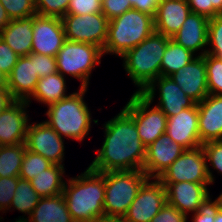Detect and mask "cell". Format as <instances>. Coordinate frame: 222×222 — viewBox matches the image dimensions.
<instances>
[{
	"mask_svg": "<svg viewBox=\"0 0 222 222\" xmlns=\"http://www.w3.org/2000/svg\"><path fill=\"white\" fill-rule=\"evenodd\" d=\"M105 140L89 167L97 172L142 170L146 147L138 135L133 118L122 109L105 122Z\"/></svg>",
	"mask_w": 222,
	"mask_h": 222,
	"instance_id": "obj_1",
	"label": "cell"
},
{
	"mask_svg": "<svg viewBox=\"0 0 222 222\" xmlns=\"http://www.w3.org/2000/svg\"><path fill=\"white\" fill-rule=\"evenodd\" d=\"M68 180L62 194L73 221L93 222L104 216L105 172L87 167L84 173Z\"/></svg>",
	"mask_w": 222,
	"mask_h": 222,
	"instance_id": "obj_2",
	"label": "cell"
},
{
	"mask_svg": "<svg viewBox=\"0 0 222 222\" xmlns=\"http://www.w3.org/2000/svg\"><path fill=\"white\" fill-rule=\"evenodd\" d=\"M169 37L153 32L148 38L126 51L123 67L141 93L153 80L161 76V62Z\"/></svg>",
	"mask_w": 222,
	"mask_h": 222,
	"instance_id": "obj_3",
	"label": "cell"
},
{
	"mask_svg": "<svg viewBox=\"0 0 222 222\" xmlns=\"http://www.w3.org/2000/svg\"><path fill=\"white\" fill-rule=\"evenodd\" d=\"M87 89L80 88L70 96L48 105L45 115L49 120L45 122L62 138L68 137L81 142L89 134L92 118L88 104L84 101Z\"/></svg>",
	"mask_w": 222,
	"mask_h": 222,
	"instance_id": "obj_4",
	"label": "cell"
},
{
	"mask_svg": "<svg viewBox=\"0 0 222 222\" xmlns=\"http://www.w3.org/2000/svg\"><path fill=\"white\" fill-rule=\"evenodd\" d=\"M154 31L153 16L136 9H130L109 20L103 54L110 53L121 57L126 51L148 38Z\"/></svg>",
	"mask_w": 222,
	"mask_h": 222,
	"instance_id": "obj_5",
	"label": "cell"
},
{
	"mask_svg": "<svg viewBox=\"0 0 222 222\" xmlns=\"http://www.w3.org/2000/svg\"><path fill=\"white\" fill-rule=\"evenodd\" d=\"M148 178L142 170L105 172L104 215L124 217Z\"/></svg>",
	"mask_w": 222,
	"mask_h": 222,
	"instance_id": "obj_6",
	"label": "cell"
},
{
	"mask_svg": "<svg viewBox=\"0 0 222 222\" xmlns=\"http://www.w3.org/2000/svg\"><path fill=\"white\" fill-rule=\"evenodd\" d=\"M103 50L93 44L65 40L55 56L57 72L63 77L69 74L81 81L80 88H87L92 69L101 64Z\"/></svg>",
	"mask_w": 222,
	"mask_h": 222,
	"instance_id": "obj_7",
	"label": "cell"
},
{
	"mask_svg": "<svg viewBox=\"0 0 222 222\" xmlns=\"http://www.w3.org/2000/svg\"><path fill=\"white\" fill-rule=\"evenodd\" d=\"M151 104L143 94L134 92L123 108L133 118L139 138L145 147L166 133L168 117L156 106L149 109Z\"/></svg>",
	"mask_w": 222,
	"mask_h": 222,
	"instance_id": "obj_8",
	"label": "cell"
},
{
	"mask_svg": "<svg viewBox=\"0 0 222 222\" xmlns=\"http://www.w3.org/2000/svg\"><path fill=\"white\" fill-rule=\"evenodd\" d=\"M162 183L192 182L213 183L202 146L186 149L159 177Z\"/></svg>",
	"mask_w": 222,
	"mask_h": 222,
	"instance_id": "obj_9",
	"label": "cell"
},
{
	"mask_svg": "<svg viewBox=\"0 0 222 222\" xmlns=\"http://www.w3.org/2000/svg\"><path fill=\"white\" fill-rule=\"evenodd\" d=\"M62 22L66 40L90 43L103 50L107 40L109 20L102 12L83 15L66 14Z\"/></svg>",
	"mask_w": 222,
	"mask_h": 222,
	"instance_id": "obj_10",
	"label": "cell"
},
{
	"mask_svg": "<svg viewBox=\"0 0 222 222\" xmlns=\"http://www.w3.org/2000/svg\"><path fill=\"white\" fill-rule=\"evenodd\" d=\"M148 178L139 189L136 198L129 206L123 219L126 222H150L166 204V189L163 183L155 178Z\"/></svg>",
	"mask_w": 222,
	"mask_h": 222,
	"instance_id": "obj_11",
	"label": "cell"
},
{
	"mask_svg": "<svg viewBox=\"0 0 222 222\" xmlns=\"http://www.w3.org/2000/svg\"><path fill=\"white\" fill-rule=\"evenodd\" d=\"M25 145L27 150L42 155L51 163L64 166V140L45 121L28 125Z\"/></svg>",
	"mask_w": 222,
	"mask_h": 222,
	"instance_id": "obj_12",
	"label": "cell"
},
{
	"mask_svg": "<svg viewBox=\"0 0 222 222\" xmlns=\"http://www.w3.org/2000/svg\"><path fill=\"white\" fill-rule=\"evenodd\" d=\"M159 89V103L155 105L167 117L175 116L186 108L193 107L196 102L188 97L181 87L170 76H160L153 80L142 92L151 103L154 100L156 88Z\"/></svg>",
	"mask_w": 222,
	"mask_h": 222,
	"instance_id": "obj_13",
	"label": "cell"
},
{
	"mask_svg": "<svg viewBox=\"0 0 222 222\" xmlns=\"http://www.w3.org/2000/svg\"><path fill=\"white\" fill-rule=\"evenodd\" d=\"M65 40L61 18L34 15L32 53L55 57Z\"/></svg>",
	"mask_w": 222,
	"mask_h": 222,
	"instance_id": "obj_14",
	"label": "cell"
},
{
	"mask_svg": "<svg viewBox=\"0 0 222 222\" xmlns=\"http://www.w3.org/2000/svg\"><path fill=\"white\" fill-rule=\"evenodd\" d=\"M185 150L165 133L146 147L143 171L149 179L158 178Z\"/></svg>",
	"mask_w": 222,
	"mask_h": 222,
	"instance_id": "obj_15",
	"label": "cell"
},
{
	"mask_svg": "<svg viewBox=\"0 0 222 222\" xmlns=\"http://www.w3.org/2000/svg\"><path fill=\"white\" fill-rule=\"evenodd\" d=\"M199 115L197 103L186 108L175 116L167 118L166 135L185 149L202 146L199 138Z\"/></svg>",
	"mask_w": 222,
	"mask_h": 222,
	"instance_id": "obj_16",
	"label": "cell"
},
{
	"mask_svg": "<svg viewBox=\"0 0 222 222\" xmlns=\"http://www.w3.org/2000/svg\"><path fill=\"white\" fill-rule=\"evenodd\" d=\"M39 80L35 73V53L19 56L16 65L8 75L7 89L12 98L30 104L31 96Z\"/></svg>",
	"mask_w": 222,
	"mask_h": 222,
	"instance_id": "obj_17",
	"label": "cell"
},
{
	"mask_svg": "<svg viewBox=\"0 0 222 222\" xmlns=\"http://www.w3.org/2000/svg\"><path fill=\"white\" fill-rule=\"evenodd\" d=\"M26 101L15 100L0 114V146L25 143L29 123Z\"/></svg>",
	"mask_w": 222,
	"mask_h": 222,
	"instance_id": "obj_18",
	"label": "cell"
},
{
	"mask_svg": "<svg viewBox=\"0 0 222 222\" xmlns=\"http://www.w3.org/2000/svg\"><path fill=\"white\" fill-rule=\"evenodd\" d=\"M211 183L176 182L163 183L166 189L167 203L181 213L197 212L202 202L208 197L207 185Z\"/></svg>",
	"mask_w": 222,
	"mask_h": 222,
	"instance_id": "obj_19",
	"label": "cell"
},
{
	"mask_svg": "<svg viewBox=\"0 0 222 222\" xmlns=\"http://www.w3.org/2000/svg\"><path fill=\"white\" fill-rule=\"evenodd\" d=\"M206 76L205 55H198L170 77L188 97L199 103L209 94Z\"/></svg>",
	"mask_w": 222,
	"mask_h": 222,
	"instance_id": "obj_20",
	"label": "cell"
},
{
	"mask_svg": "<svg viewBox=\"0 0 222 222\" xmlns=\"http://www.w3.org/2000/svg\"><path fill=\"white\" fill-rule=\"evenodd\" d=\"M197 107L201 144L222 140V95L208 94Z\"/></svg>",
	"mask_w": 222,
	"mask_h": 222,
	"instance_id": "obj_21",
	"label": "cell"
},
{
	"mask_svg": "<svg viewBox=\"0 0 222 222\" xmlns=\"http://www.w3.org/2000/svg\"><path fill=\"white\" fill-rule=\"evenodd\" d=\"M209 19L203 15L190 13L179 31L171 39L192 53L202 50L199 56L207 52Z\"/></svg>",
	"mask_w": 222,
	"mask_h": 222,
	"instance_id": "obj_22",
	"label": "cell"
},
{
	"mask_svg": "<svg viewBox=\"0 0 222 222\" xmlns=\"http://www.w3.org/2000/svg\"><path fill=\"white\" fill-rule=\"evenodd\" d=\"M190 13L187 0H165L159 3L154 17L155 32L171 38Z\"/></svg>",
	"mask_w": 222,
	"mask_h": 222,
	"instance_id": "obj_23",
	"label": "cell"
},
{
	"mask_svg": "<svg viewBox=\"0 0 222 222\" xmlns=\"http://www.w3.org/2000/svg\"><path fill=\"white\" fill-rule=\"evenodd\" d=\"M34 16L12 19L0 31V38L19 56H27L32 50Z\"/></svg>",
	"mask_w": 222,
	"mask_h": 222,
	"instance_id": "obj_24",
	"label": "cell"
},
{
	"mask_svg": "<svg viewBox=\"0 0 222 222\" xmlns=\"http://www.w3.org/2000/svg\"><path fill=\"white\" fill-rule=\"evenodd\" d=\"M15 222H74L63 194L41 197L27 219L21 216Z\"/></svg>",
	"mask_w": 222,
	"mask_h": 222,
	"instance_id": "obj_25",
	"label": "cell"
},
{
	"mask_svg": "<svg viewBox=\"0 0 222 222\" xmlns=\"http://www.w3.org/2000/svg\"><path fill=\"white\" fill-rule=\"evenodd\" d=\"M65 169L63 165L52 164L40 174H37L30 184L36 193L41 197H53L62 194L64 184L63 180Z\"/></svg>",
	"mask_w": 222,
	"mask_h": 222,
	"instance_id": "obj_26",
	"label": "cell"
},
{
	"mask_svg": "<svg viewBox=\"0 0 222 222\" xmlns=\"http://www.w3.org/2000/svg\"><path fill=\"white\" fill-rule=\"evenodd\" d=\"M66 80L60 73L41 77L37 82V86L32 96L34 100L46 104L47 106L64 99L66 95Z\"/></svg>",
	"mask_w": 222,
	"mask_h": 222,
	"instance_id": "obj_27",
	"label": "cell"
},
{
	"mask_svg": "<svg viewBox=\"0 0 222 222\" xmlns=\"http://www.w3.org/2000/svg\"><path fill=\"white\" fill-rule=\"evenodd\" d=\"M194 58V53L169 38L161 62V75L171 76Z\"/></svg>",
	"mask_w": 222,
	"mask_h": 222,
	"instance_id": "obj_28",
	"label": "cell"
},
{
	"mask_svg": "<svg viewBox=\"0 0 222 222\" xmlns=\"http://www.w3.org/2000/svg\"><path fill=\"white\" fill-rule=\"evenodd\" d=\"M25 150V143L0 146V177L19 176Z\"/></svg>",
	"mask_w": 222,
	"mask_h": 222,
	"instance_id": "obj_29",
	"label": "cell"
},
{
	"mask_svg": "<svg viewBox=\"0 0 222 222\" xmlns=\"http://www.w3.org/2000/svg\"><path fill=\"white\" fill-rule=\"evenodd\" d=\"M40 198L41 196L33 189L30 181L18 176V184L10 208L12 209L13 207L23 214H28L29 216L27 218H29Z\"/></svg>",
	"mask_w": 222,
	"mask_h": 222,
	"instance_id": "obj_30",
	"label": "cell"
},
{
	"mask_svg": "<svg viewBox=\"0 0 222 222\" xmlns=\"http://www.w3.org/2000/svg\"><path fill=\"white\" fill-rule=\"evenodd\" d=\"M53 163L42 155L25 150L19 177L25 180H32L37 174L49 168Z\"/></svg>",
	"mask_w": 222,
	"mask_h": 222,
	"instance_id": "obj_31",
	"label": "cell"
},
{
	"mask_svg": "<svg viewBox=\"0 0 222 222\" xmlns=\"http://www.w3.org/2000/svg\"><path fill=\"white\" fill-rule=\"evenodd\" d=\"M209 94L222 95V58L205 54Z\"/></svg>",
	"mask_w": 222,
	"mask_h": 222,
	"instance_id": "obj_32",
	"label": "cell"
},
{
	"mask_svg": "<svg viewBox=\"0 0 222 222\" xmlns=\"http://www.w3.org/2000/svg\"><path fill=\"white\" fill-rule=\"evenodd\" d=\"M0 2L10 20L28 18L37 14L35 0H0Z\"/></svg>",
	"mask_w": 222,
	"mask_h": 222,
	"instance_id": "obj_33",
	"label": "cell"
},
{
	"mask_svg": "<svg viewBox=\"0 0 222 222\" xmlns=\"http://www.w3.org/2000/svg\"><path fill=\"white\" fill-rule=\"evenodd\" d=\"M207 45L212 49L206 54L222 58V14L209 19Z\"/></svg>",
	"mask_w": 222,
	"mask_h": 222,
	"instance_id": "obj_34",
	"label": "cell"
},
{
	"mask_svg": "<svg viewBox=\"0 0 222 222\" xmlns=\"http://www.w3.org/2000/svg\"><path fill=\"white\" fill-rule=\"evenodd\" d=\"M70 0H35L36 13L40 16L63 18Z\"/></svg>",
	"mask_w": 222,
	"mask_h": 222,
	"instance_id": "obj_35",
	"label": "cell"
},
{
	"mask_svg": "<svg viewBox=\"0 0 222 222\" xmlns=\"http://www.w3.org/2000/svg\"><path fill=\"white\" fill-rule=\"evenodd\" d=\"M17 184L18 176L0 177V211L10 210Z\"/></svg>",
	"mask_w": 222,
	"mask_h": 222,
	"instance_id": "obj_36",
	"label": "cell"
},
{
	"mask_svg": "<svg viewBox=\"0 0 222 222\" xmlns=\"http://www.w3.org/2000/svg\"><path fill=\"white\" fill-rule=\"evenodd\" d=\"M102 12L101 0H70L66 14H92Z\"/></svg>",
	"mask_w": 222,
	"mask_h": 222,
	"instance_id": "obj_37",
	"label": "cell"
},
{
	"mask_svg": "<svg viewBox=\"0 0 222 222\" xmlns=\"http://www.w3.org/2000/svg\"><path fill=\"white\" fill-rule=\"evenodd\" d=\"M207 162L222 174V140L202 144Z\"/></svg>",
	"mask_w": 222,
	"mask_h": 222,
	"instance_id": "obj_38",
	"label": "cell"
},
{
	"mask_svg": "<svg viewBox=\"0 0 222 222\" xmlns=\"http://www.w3.org/2000/svg\"><path fill=\"white\" fill-rule=\"evenodd\" d=\"M101 4L102 13L108 20H111L130 9H133L130 0H101Z\"/></svg>",
	"mask_w": 222,
	"mask_h": 222,
	"instance_id": "obj_39",
	"label": "cell"
},
{
	"mask_svg": "<svg viewBox=\"0 0 222 222\" xmlns=\"http://www.w3.org/2000/svg\"><path fill=\"white\" fill-rule=\"evenodd\" d=\"M219 210L217 200L212 201L208 196L198 208V211L192 216L193 222H214L215 216Z\"/></svg>",
	"mask_w": 222,
	"mask_h": 222,
	"instance_id": "obj_40",
	"label": "cell"
},
{
	"mask_svg": "<svg viewBox=\"0 0 222 222\" xmlns=\"http://www.w3.org/2000/svg\"><path fill=\"white\" fill-rule=\"evenodd\" d=\"M19 55L0 38V69L8 76L17 63Z\"/></svg>",
	"mask_w": 222,
	"mask_h": 222,
	"instance_id": "obj_41",
	"label": "cell"
},
{
	"mask_svg": "<svg viewBox=\"0 0 222 222\" xmlns=\"http://www.w3.org/2000/svg\"><path fill=\"white\" fill-rule=\"evenodd\" d=\"M57 72L56 58L35 53V73L38 77H45Z\"/></svg>",
	"mask_w": 222,
	"mask_h": 222,
	"instance_id": "obj_42",
	"label": "cell"
},
{
	"mask_svg": "<svg viewBox=\"0 0 222 222\" xmlns=\"http://www.w3.org/2000/svg\"><path fill=\"white\" fill-rule=\"evenodd\" d=\"M187 216L166 202L150 222H186Z\"/></svg>",
	"mask_w": 222,
	"mask_h": 222,
	"instance_id": "obj_43",
	"label": "cell"
},
{
	"mask_svg": "<svg viewBox=\"0 0 222 222\" xmlns=\"http://www.w3.org/2000/svg\"><path fill=\"white\" fill-rule=\"evenodd\" d=\"M189 8L192 13L203 15L208 19L219 15L220 13L213 7L209 5V0H187Z\"/></svg>",
	"mask_w": 222,
	"mask_h": 222,
	"instance_id": "obj_44",
	"label": "cell"
},
{
	"mask_svg": "<svg viewBox=\"0 0 222 222\" xmlns=\"http://www.w3.org/2000/svg\"><path fill=\"white\" fill-rule=\"evenodd\" d=\"M133 9L155 17L159 3L157 0H130Z\"/></svg>",
	"mask_w": 222,
	"mask_h": 222,
	"instance_id": "obj_45",
	"label": "cell"
},
{
	"mask_svg": "<svg viewBox=\"0 0 222 222\" xmlns=\"http://www.w3.org/2000/svg\"><path fill=\"white\" fill-rule=\"evenodd\" d=\"M14 101L9 90L6 87H0V114Z\"/></svg>",
	"mask_w": 222,
	"mask_h": 222,
	"instance_id": "obj_46",
	"label": "cell"
},
{
	"mask_svg": "<svg viewBox=\"0 0 222 222\" xmlns=\"http://www.w3.org/2000/svg\"><path fill=\"white\" fill-rule=\"evenodd\" d=\"M10 22V18L8 17L5 8L0 2V31H2Z\"/></svg>",
	"mask_w": 222,
	"mask_h": 222,
	"instance_id": "obj_47",
	"label": "cell"
},
{
	"mask_svg": "<svg viewBox=\"0 0 222 222\" xmlns=\"http://www.w3.org/2000/svg\"><path fill=\"white\" fill-rule=\"evenodd\" d=\"M93 222H126L123 217H114V216H101L95 219Z\"/></svg>",
	"mask_w": 222,
	"mask_h": 222,
	"instance_id": "obj_48",
	"label": "cell"
},
{
	"mask_svg": "<svg viewBox=\"0 0 222 222\" xmlns=\"http://www.w3.org/2000/svg\"><path fill=\"white\" fill-rule=\"evenodd\" d=\"M209 5H213V7L222 14V0H209Z\"/></svg>",
	"mask_w": 222,
	"mask_h": 222,
	"instance_id": "obj_49",
	"label": "cell"
},
{
	"mask_svg": "<svg viewBox=\"0 0 222 222\" xmlns=\"http://www.w3.org/2000/svg\"><path fill=\"white\" fill-rule=\"evenodd\" d=\"M8 76L0 69V87H7Z\"/></svg>",
	"mask_w": 222,
	"mask_h": 222,
	"instance_id": "obj_50",
	"label": "cell"
},
{
	"mask_svg": "<svg viewBox=\"0 0 222 222\" xmlns=\"http://www.w3.org/2000/svg\"><path fill=\"white\" fill-rule=\"evenodd\" d=\"M214 222H222V212L220 210H218Z\"/></svg>",
	"mask_w": 222,
	"mask_h": 222,
	"instance_id": "obj_51",
	"label": "cell"
},
{
	"mask_svg": "<svg viewBox=\"0 0 222 222\" xmlns=\"http://www.w3.org/2000/svg\"><path fill=\"white\" fill-rule=\"evenodd\" d=\"M219 210L222 212V193L216 198Z\"/></svg>",
	"mask_w": 222,
	"mask_h": 222,
	"instance_id": "obj_52",
	"label": "cell"
},
{
	"mask_svg": "<svg viewBox=\"0 0 222 222\" xmlns=\"http://www.w3.org/2000/svg\"><path fill=\"white\" fill-rule=\"evenodd\" d=\"M165 0H157L158 3L164 2Z\"/></svg>",
	"mask_w": 222,
	"mask_h": 222,
	"instance_id": "obj_53",
	"label": "cell"
}]
</instances>
